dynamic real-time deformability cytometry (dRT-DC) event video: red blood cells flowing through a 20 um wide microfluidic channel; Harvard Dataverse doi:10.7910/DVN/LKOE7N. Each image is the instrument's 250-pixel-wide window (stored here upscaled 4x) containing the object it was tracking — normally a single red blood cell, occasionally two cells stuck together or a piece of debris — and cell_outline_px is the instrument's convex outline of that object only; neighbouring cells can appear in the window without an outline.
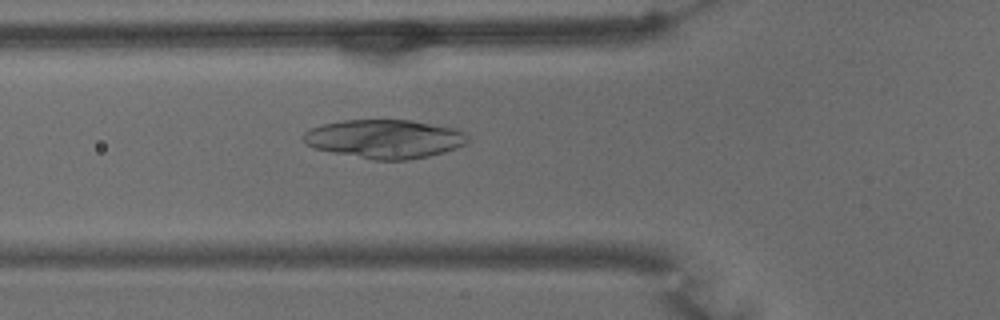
{"species": "common noctule bat (a hibernating species)", "species_latin": "Nyctalus noctula", "temperature_condition": "warm", "stored_images_in_passage": 57, "camera_frame_rate_fps": 3000, "um_per_image_px": 0.085, "animal": {"sex": "male", "body_mass_g": 15.6}, "frame": {"image": 1, "passage_image": 20, "time_ms": 6.333, "image_size_px": [1000, 320], "cell_outline_px": [[468, 140], [464, 144], [456, 148], [444, 152], [428, 156], [408, 160], [376, 160], [332, 152], [312, 148], [304, 144], [300, 136], [304, 132], [312, 128], [324, 124], [344, 120], [412, 120], [452, 128], [468, 132]], "centroid_in_image_um": [32.67, 11.81], "position_along_channel_um": 93.1, "area_um2": 37.17}}
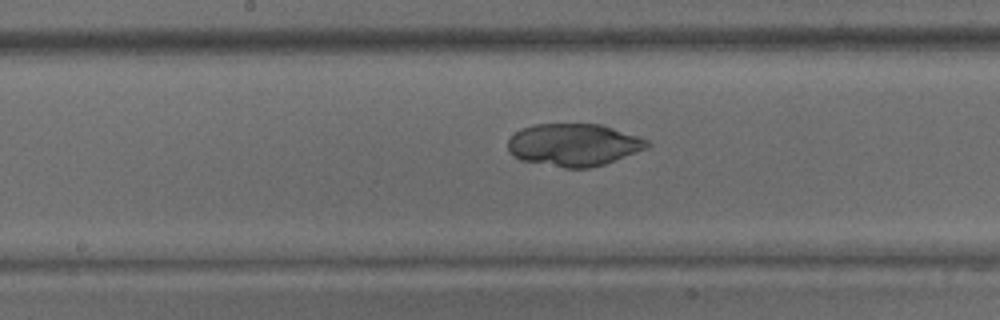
{"frame": {"image": 2, "passage_image": 29, "time_ms": 9.333, "image_size_px": [1000, 320], "cell_outline_px": [[652, 144], [648, 148], [604, 164], [588, 168], [564, 168], [520, 160], [512, 156], [508, 152], [508, 140], [520, 128], [532, 124], [600, 124], [648, 140]], "centroid_in_image_um": [48.73, 12.31], "position_along_channel_um": 199.5, "area_um2": 34.51}}
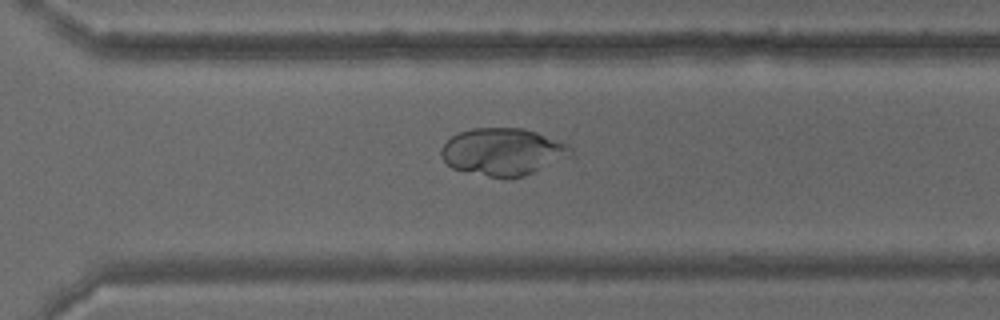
{"frame": {"image": 3, "passage_image": 40, "time_ms": 13.0, "image_size_px": [1000, 320], "cell_outline_px": [[572, 152], [568, 156], [524, 176], [488, 176], [452, 168], [440, 156], [440, 148], [452, 136], [460, 132], [472, 128], [520, 128], [536, 132], [568, 144], [572, 148]], "centroid_in_image_um": [42.7, 12.87], "position_along_channel_um": 327.9, "area_um2": 34.91}}